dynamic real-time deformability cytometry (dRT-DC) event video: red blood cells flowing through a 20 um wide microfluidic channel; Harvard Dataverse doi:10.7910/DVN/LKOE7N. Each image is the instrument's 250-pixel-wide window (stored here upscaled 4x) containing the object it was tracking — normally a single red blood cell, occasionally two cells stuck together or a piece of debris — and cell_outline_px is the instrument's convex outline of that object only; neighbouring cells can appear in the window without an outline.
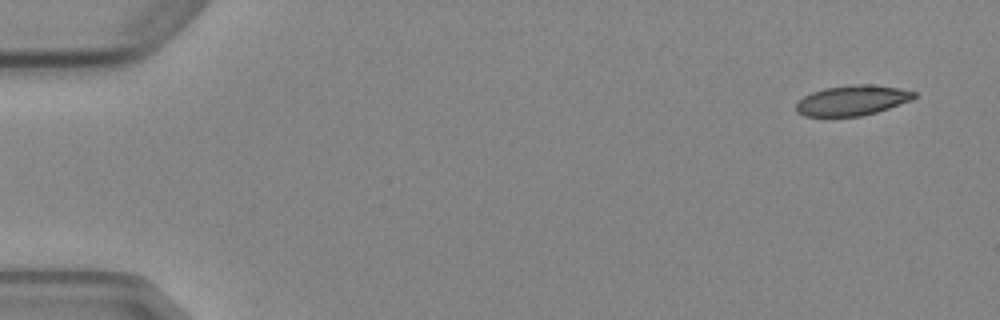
{"species": "Egyptian fruit bat (a non-hibernating species)", "species_latin": "Rousettus aegyptiacus", "temperature_condition": "cold", "stored_images_in_passage": 4, "camera_frame_rate_fps": 3000, "um_per_image_px": 0.085, "animal": {"sex": "female"}, "frame": {"image": 1, "passage_image": 1, "time_ms": 0.0, "image_size_px": [1000, 320], "cell_outline_px": [[916, 96], [912, 100], [876, 112], [860, 116], [804, 116], [796, 112], [796, 104], [804, 96], [812, 92], [824, 88], [852, 84], [872, 84], [900, 88], [916, 92]], "centroid_in_image_um": [72.45, 8.52], "position_along_channel_um": 12.6, "area_um2": 20.75}}
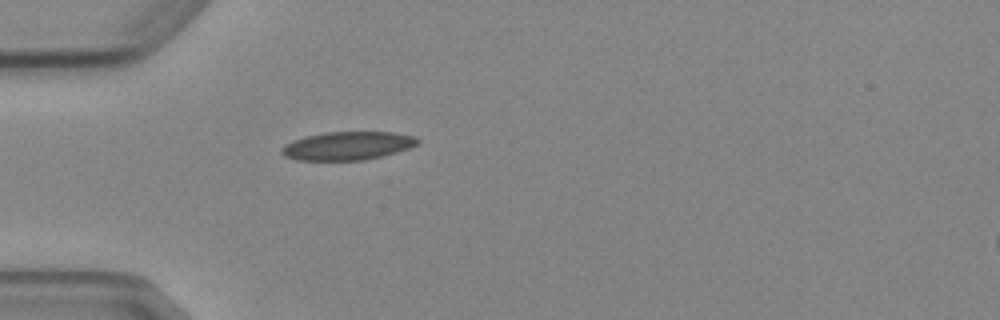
{"frame": {"image": 2, "passage_image": 4, "time_ms": 4.333, "image_size_px": [1000, 320], "cell_outline_px": [[420, 140], [416, 144], [408, 148], [396, 152], [364, 160], [296, 160], [284, 156], [280, 152], [280, 148], [284, 144], [292, 140], [304, 136], [324, 132], [392, 132], [416, 136]], "centroid_in_image_um": [29.48, 12.38], "position_along_channel_um": 55.5, "area_um2": 22.54}}